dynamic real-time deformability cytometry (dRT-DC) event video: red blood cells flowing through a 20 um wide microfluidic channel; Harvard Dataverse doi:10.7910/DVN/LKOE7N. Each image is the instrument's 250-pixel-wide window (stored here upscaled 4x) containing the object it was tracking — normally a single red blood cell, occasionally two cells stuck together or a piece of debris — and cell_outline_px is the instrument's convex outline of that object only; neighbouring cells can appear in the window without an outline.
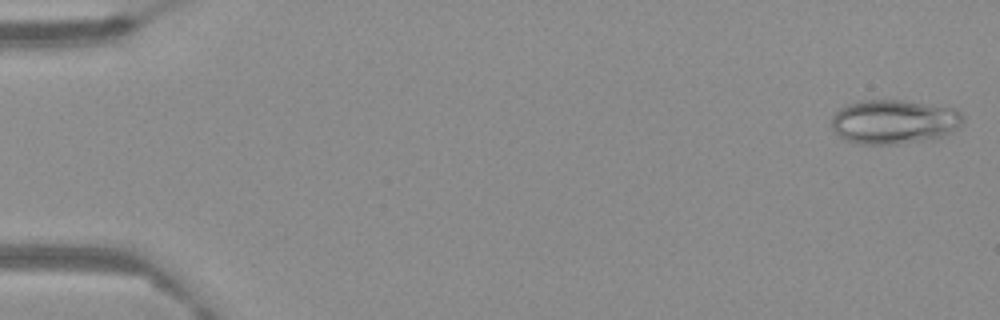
{"species": "Egyptian fruit bat (a non-hibernating species)", "species_latin": "Rousettus aegyptiacus", "temperature_condition": "warm", "stored_images_in_passage": 65, "camera_frame_rate_fps": 3000, "um_per_image_px": 0.085, "frame": {"image": 1, "passage_image": 2, "time_ms": 0.333, "image_size_px": [1000, 320], "cell_outline_px": [[964, 124], [952, 132], [932, 140], [896, 144], [860, 144], [844, 140], [832, 128], [832, 112], [848, 104], [860, 100], [904, 100], [952, 108], [960, 112], [964, 116]], "centroid_in_image_um": [76.0, 10.35], "position_along_channel_um": 9.0, "area_um2": 34.33}}
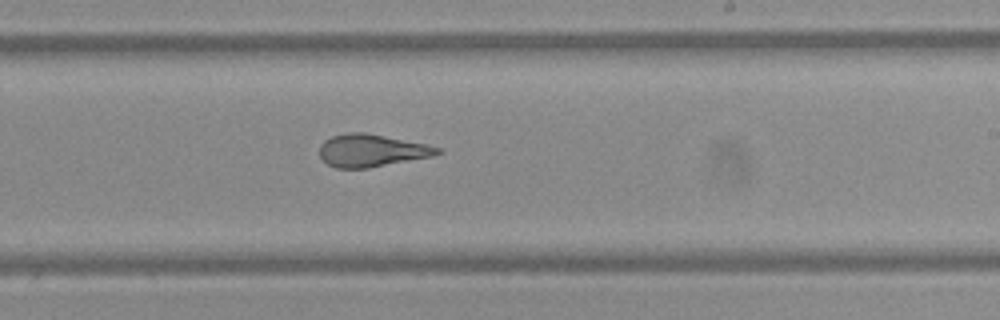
{"frame": {"image": 2, "passage_image": 40, "time_ms": 13.0, "image_size_px": [1000, 320], "cell_outline_px": [[444, 152], [432, 156], [368, 168], [336, 168], [328, 164], [320, 156], [320, 144], [324, 140], [332, 136], [348, 132], [368, 132], [424, 144], [440, 148]], "centroid_in_image_um": [31.56, 12.78], "position_along_channel_um": 257.4, "area_um2": 22.25}}
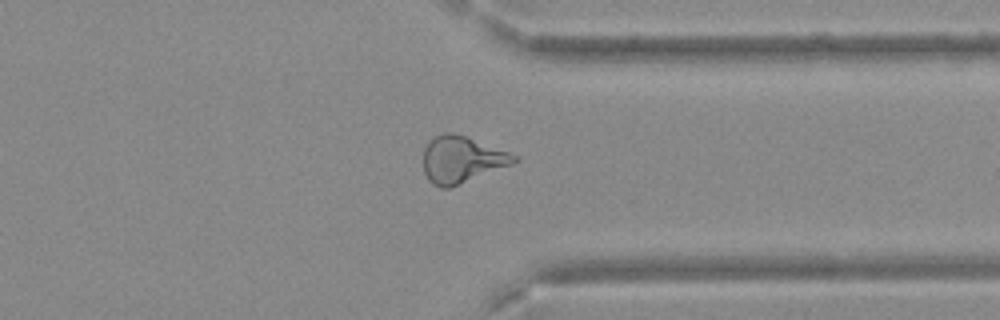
{"frame": {"image": 3, "passage_image": 51, "time_ms": 16.667, "image_size_px": [1000, 320], "cell_outline_px": [[520, 160], [512, 164], [448, 188], [440, 188], [432, 184], [428, 180], [424, 172], [424, 148], [428, 140], [444, 132], [452, 132], [464, 136], [520, 156]], "centroid_in_image_um": [39.23, 13.56], "position_along_channel_um": 372.2, "area_um2": 24.51}}